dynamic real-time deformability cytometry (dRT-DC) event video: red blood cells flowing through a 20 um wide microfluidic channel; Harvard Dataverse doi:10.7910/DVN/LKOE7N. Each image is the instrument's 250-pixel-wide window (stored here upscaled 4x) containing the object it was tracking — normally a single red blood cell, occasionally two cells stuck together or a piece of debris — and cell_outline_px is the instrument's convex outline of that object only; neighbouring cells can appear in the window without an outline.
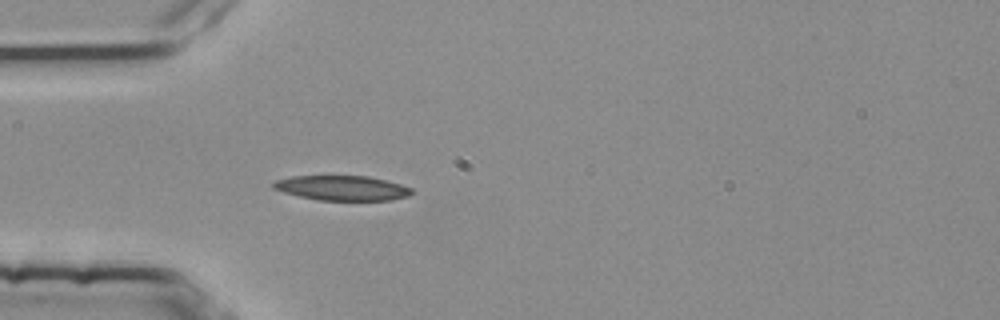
{"species": "common noctule bat (a hibernating species)", "species_latin": "Nyctalus noctula", "temperature_condition": "room temperature", "stored_images_in_passage": 33, "camera_frame_rate_fps": 3000, "um_per_image_px": 0.085, "animal": {"sex": "female", "body_mass_g": 25.1}, "frame": {"image": 1, "passage_image": 1, "time_ms": 0.0, "image_size_px": [1000, 320], "cell_outline_px": [[412, 192], [408, 196], [392, 200], [320, 200], [300, 196], [284, 192], [272, 188], [272, 184], [276, 180], [292, 176], [368, 176], [388, 180], [412, 188]], "centroid_in_image_um": [29.1, 15.97], "position_along_channel_um": 55.9, "area_um2": 19.94}}
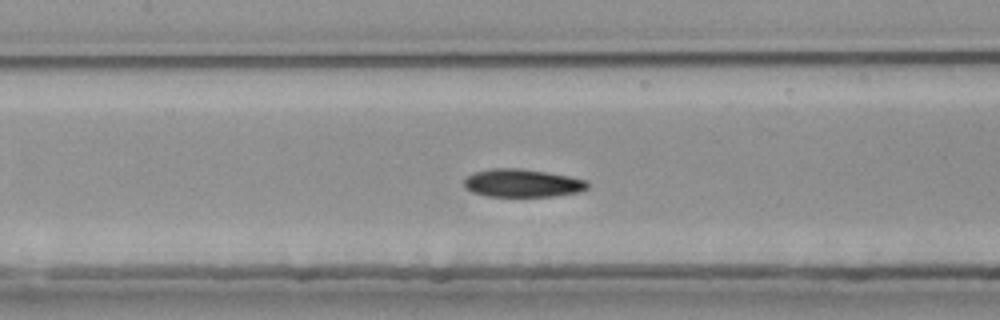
{"frame": {"image": 2, "passage_image": 10, "time_ms": 3.0, "image_size_px": [1000, 320], "cell_outline_px": [[588, 188], [580, 192], [552, 196], [488, 196], [472, 192], [464, 188], [464, 180], [472, 172], [492, 168], [516, 168], [548, 172], [588, 180]], "centroid_in_image_um": [44.39, 15.56], "position_along_channel_um": 163.0, "area_um2": 20.23}, "authors_computed_cell_mechanics": {"area_um2": 20.7502, "velocity_mm_per_s": 3.7477, "shape_relaxation_time_tau1_ms": 4.6653, "shape_relaxation_time_tau2_ms": 2.6188, "deformation_change_tau1": 0.1493, "deformation_change_tau2": 0.0861}}